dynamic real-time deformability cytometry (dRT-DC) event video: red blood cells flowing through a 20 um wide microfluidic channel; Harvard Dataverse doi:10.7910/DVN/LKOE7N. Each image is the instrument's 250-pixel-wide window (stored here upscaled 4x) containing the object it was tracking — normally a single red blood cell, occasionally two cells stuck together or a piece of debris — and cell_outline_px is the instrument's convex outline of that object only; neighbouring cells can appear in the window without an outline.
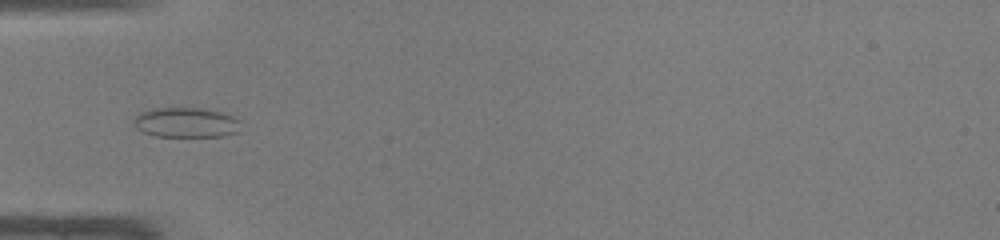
{"species": "common noctule bat (a hibernating species)", "species_latin": "Nyctalus noctula", "temperature_condition": "warm", "stored_images_in_passage": 38, "camera_frame_rate_fps": 3000, "um_per_image_px": 0.085, "animal": {"sex": "male", "body_mass_g": 19.0, "forearm_length_mm": 50.8}, "frame": {"image": 1, "passage_image": 7, "time_ms": 2.0, "image_size_px": [1000, 240], "cell_outline_px": [[240, 132], [224, 136], [156, 136], [144, 132], [136, 128], [132, 124], [132, 120], [140, 112], [152, 108], [200, 108], [220, 112], [232, 116], [240, 120]], "centroid_in_image_um": [15.81, 10.41], "position_along_channel_um": 69.2, "area_um2": 18.79}}
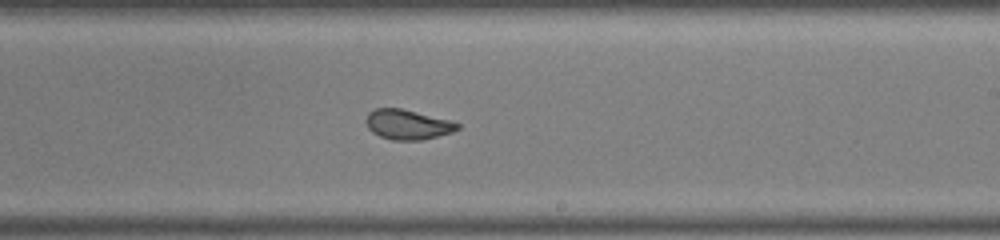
{"frame": {"image": 2, "passage_image": 20, "time_ms": 6.333, "image_size_px": [1000, 240], "cell_outline_px": [[460, 128], [452, 132], [420, 140], [392, 140], [380, 136], [372, 132], [368, 128], [364, 120], [368, 112], [376, 108], [400, 108], [448, 120], [460, 124]], "centroid_in_image_um": [34.59, 10.58], "position_along_channel_um": 254.4, "area_um2": 15.78}}
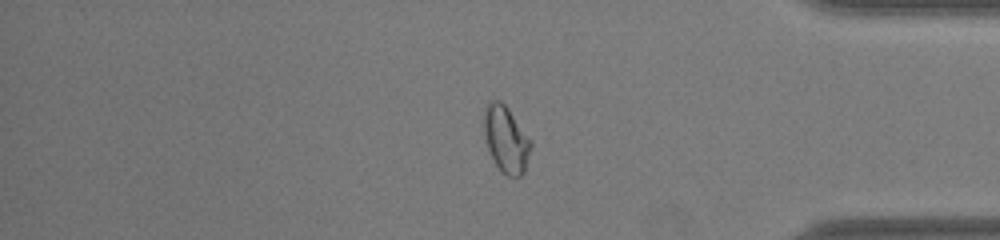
{"frame": {"image": 3, "passage_image": 31, "time_ms": 10.0, "image_size_px": [1000, 240], "cell_outline_px": [[532, 148], [524, 172], [520, 176], [508, 176], [496, 164], [488, 148], [484, 136], [484, 108], [492, 100], [500, 100], [508, 108], [532, 144]], "centroid_in_image_um": [43.01, 11.83], "position_along_channel_um": 392.2, "area_um2": 17.74}, "authors_computed_cell_mechanics": {"area_um2": 17.2822, "velocity_mm_per_s": 4.2877, "shape_relaxation_time_tau1_ms": null, "shape_relaxation_time_tau2_ms": 0.5954, "deformation_change_tau1": null, "deformation_change_tau2": 0.0653}}